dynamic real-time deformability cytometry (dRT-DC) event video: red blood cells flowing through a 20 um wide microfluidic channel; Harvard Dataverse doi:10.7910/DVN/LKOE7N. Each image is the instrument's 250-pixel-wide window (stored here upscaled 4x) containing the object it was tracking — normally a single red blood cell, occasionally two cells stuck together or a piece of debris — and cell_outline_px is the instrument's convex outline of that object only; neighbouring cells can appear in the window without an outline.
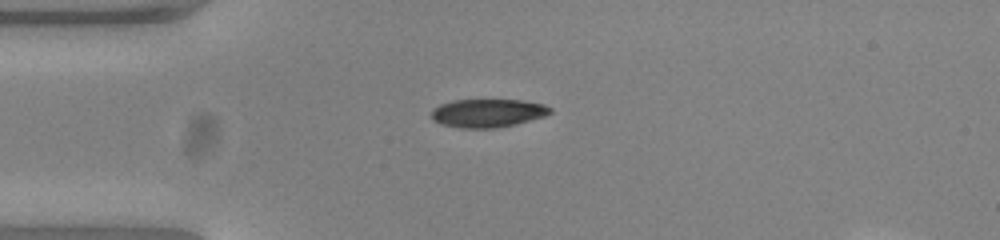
{"species": "common noctule bat (a hibernating species)", "species_latin": "Nyctalus noctula", "temperature_condition": "warm", "stored_images_in_passage": 40, "camera_frame_rate_fps": 3000, "um_per_image_px": 0.085, "animal": {"sex": "female", "body_mass_g": 23.0, "forearm_length_mm": 53.4}, "frame": {"image": 1, "passage_image": 1, "time_ms": 0.0, "image_size_px": [1000, 240], "cell_outline_px": [[552, 112], [544, 116], [516, 124], [496, 128], [460, 128], [440, 124], [432, 120], [432, 112], [440, 104], [456, 100], [520, 100], [544, 104], [552, 108]], "centroid_in_image_um": [41.47, 9.62], "position_along_channel_um": 43.5, "area_um2": 19.54}}
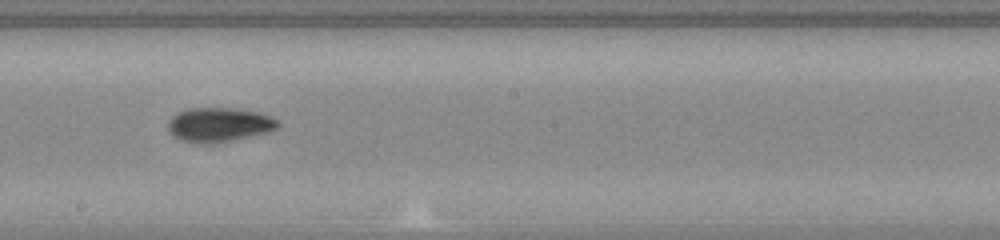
{"frame": {"image": 2, "passage_image": 17, "time_ms": 5.333, "image_size_px": [1000, 240], "cell_outline_px": [[280, 124], [276, 128], [268, 132], [216, 144], [200, 144], [180, 140], [172, 136], [168, 132], [168, 120], [176, 112], [188, 108], [232, 108], [260, 112], [280, 120]], "centroid_in_image_um": [18.59, 10.61], "position_along_channel_um": 229.6, "area_um2": 22.43}}
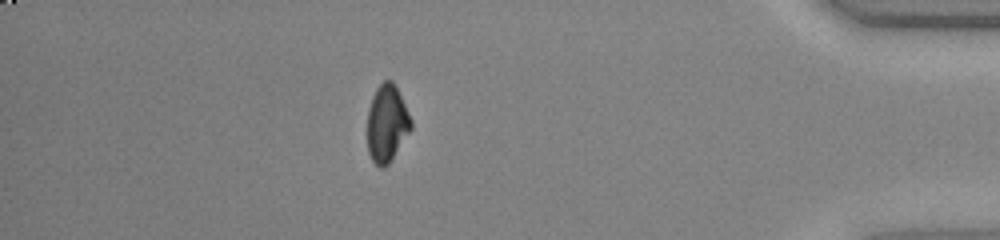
{"frame": {"image": 3, "passage_image": 34, "time_ms": 11.0, "image_size_px": [1000, 240], "cell_outline_px": [[412, 128], [388, 164], [384, 168], [380, 168], [372, 160], [368, 152], [368, 108], [372, 96], [376, 88], [384, 80], [392, 80], [412, 120]], "centroid_in_image_um": [32.87, 10.5], "position_along_channel_um": 402.3, "area_um2": 19.42}, "authors_computed_cell_mechanics": {"area_um2": 20.8947, "velocity_mm_per_s": 3.8643, "shape_relaxation_time_tau1_ms": 4.5835, "shape_relaxation_time_tau2_ms": 3.0846, "deformation_change_tau1": 0.1698, "deformation_change_tau2": 0.0652}}